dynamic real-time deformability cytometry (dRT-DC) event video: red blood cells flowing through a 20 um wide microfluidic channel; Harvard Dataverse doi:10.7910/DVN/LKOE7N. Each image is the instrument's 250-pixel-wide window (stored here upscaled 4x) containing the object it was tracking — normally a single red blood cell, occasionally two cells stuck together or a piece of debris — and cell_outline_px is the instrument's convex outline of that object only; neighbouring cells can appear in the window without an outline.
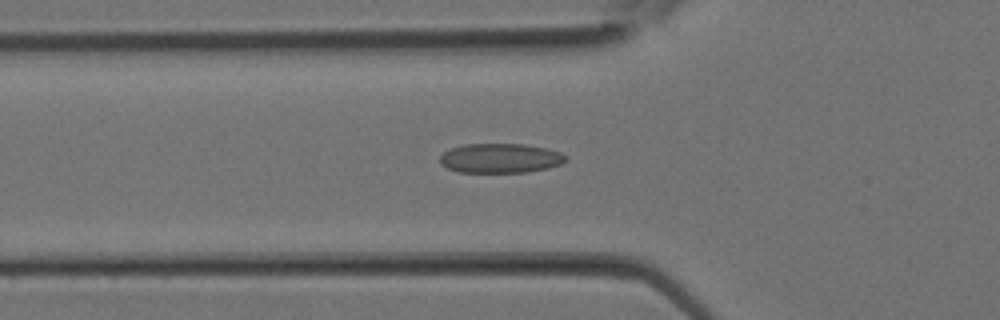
{"species": "Egyptian fruit bat (a non-hibernating species)", "species_latin": "Rousettus aegyptiacus", "temperature_condition": "room temperature", "stored_images_in_passage": 29, "camera_frame_rate_fps": 3000, "um_per_image_px": 0.085, "animal": {"sex": "female"}, "frame": {"image": 1, "passage_image": 10, "time_ms": 3.0, "image_size_px": [1000, 320], "cell_outline_px": [[564, 160], [560, 164], [548, 168], [528, 172], [460, 172], [448, 168], [440, 164], [440, 156], [444, 152], [452, 148], [464, 144], [524, 144], [548, 148], [560, 152], [564, 156]], "centroid_in_image_um": [42.51, 13.44], "position_along_channel_um": 83.3, "area_um2": 21.5}}
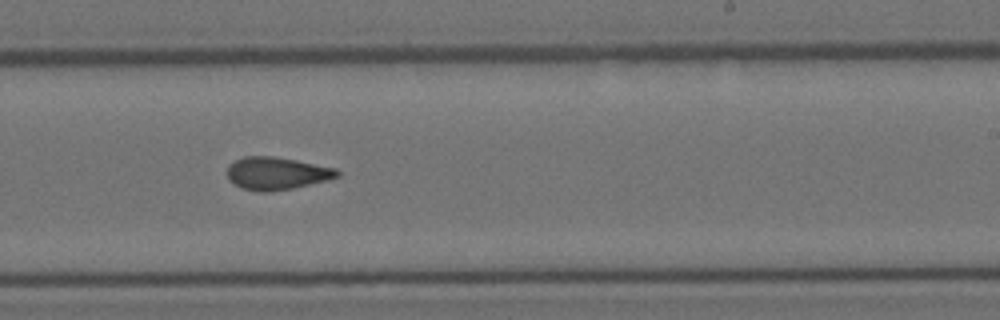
{"frame": {"image": 2, "passage_image": 18, "time_ms": 5.667, "image_size_px": [1000, 320], "cell_outline_px": [[340, 176], [292, 188], [268, 192], [256, 192], [232, 184], [228, 180], [228, 164], [244, 156], [272, 156], [296, 160], [336, 168], [340, 172]], "centroid_in_image_um": [23.47, 14.73], "position_along_channel_um": 265.5, "area_um2": 20.81}}
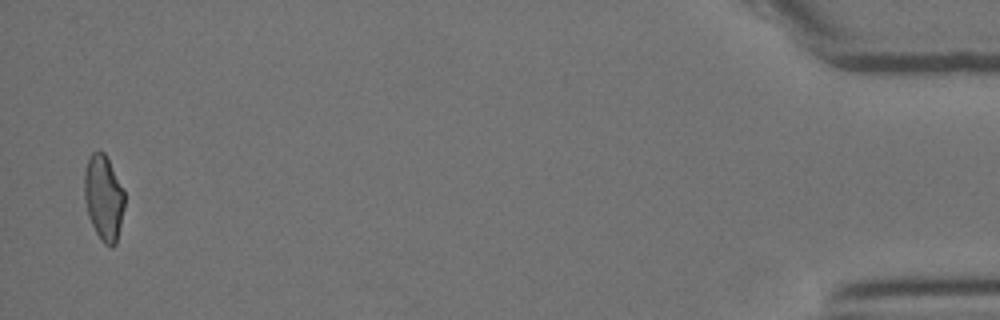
{"frame": {"image": 3, "passage_image": 29, "time_ms": 9.333, "image_size_px": [1000, 320], "cell_outline_px": [[124, 208], [116, 244], [112, 248], [104, 244], [96, 232], [88, 216], [84, 200], [84, 172], [88, 156], [92, 152], [100, 148], [104, 152], [124, 188]], "centroid_in_image_um": [8.8, 16.77], "position_along_channel_um": 426.4, "area_um2": 20.35}}